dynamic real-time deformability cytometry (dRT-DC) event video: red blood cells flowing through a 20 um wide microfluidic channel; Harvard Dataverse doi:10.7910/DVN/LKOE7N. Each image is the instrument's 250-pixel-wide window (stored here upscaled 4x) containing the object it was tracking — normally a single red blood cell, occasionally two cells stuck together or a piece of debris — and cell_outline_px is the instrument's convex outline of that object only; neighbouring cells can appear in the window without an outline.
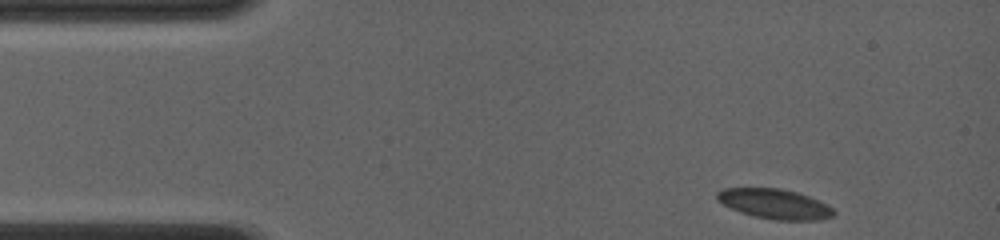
{"species": "common noctule bat (a hibernating species)", "species_latin": "Nyctalus noctula", "temperature_condition": "room temperature", "stored_images_in_passage": 84, "camera_frame_rate_fps": 4000, "um_per_image_px": 0.085, "animal": {"sex": "female", "body_mass_g": 19.0, "forearm_length_mm": 56.7}, "frame": {"image": 1, "passage_image": 1, "time_ms": 0.0, "image_size_px": [1000, 240], "cell_outline_px": [[836, 212], [832, 216], [820, 220], [776, 220], [756, 216], [740, 212], [716, 200], [716, 192], [724, 188], [780, 188], [796, 192], [808, 196], [832, 208]], "centroid_in_image_um": [65.82, 17.33], "position_along_channel_um": 19.2, "area_um2": 20.06}}
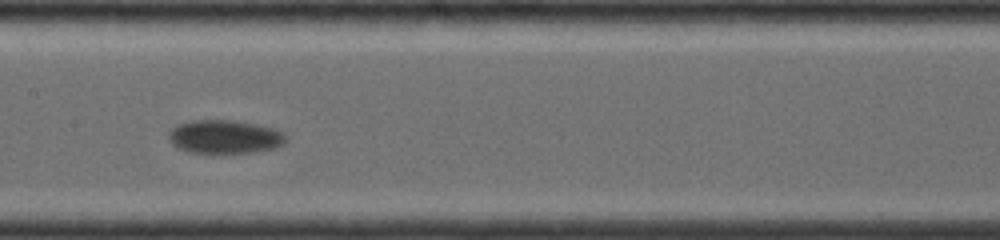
{"frame": {"image": 2, "passage_image": 33, "time_ms": 6.75, "image_size_px": [1000, 240], "cell_outline_px": [[288, 136], [284, 144], [276, 148], [252, 152], [220, 156], [188, 152], [176, 148], [168, 140], [168, 136], [172, 128], [176, 124], [192, 120], [232, 120], [256, 124], [272, 128], [284, 132]], "centroid_in_image_um": [19.08, 11.67], "position_along_channel_um": 188.3, "area_um2": 23.93}}
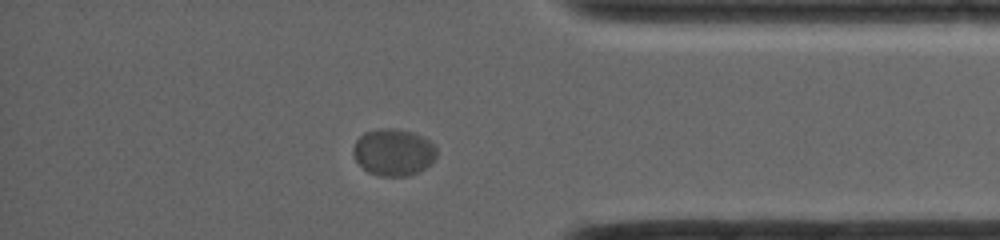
{"frame": {"image": 3, "passage_image": 74, "time_ms": 12.75, "image_size_px": [1000, 240], "cell_outline_px": [[436, 156], [424, 168], [408, 176], [380, 176], [368, 172], [356, 160], [352, 152], [352, 148], [356, 140], [364, 132], [376, 128], [396, 128], [412, 132], [424, 136], [436, 148]], "centroid_in_image_um": [33.41, 12.92], "position_along_channel_um": 401.8, "area_um2": 22.77}, "authors_computed_cell_mechanics": {"area_um2": 22.0796, "velocity_mm_per_s": 3.6772, "shape_relaxation_time_tau1_ms": 2.0752, "shape_relaxation_time_tau2_ms": null, "deformation_change_tau1": 0.0437, "deformation_change_tau2": null}}